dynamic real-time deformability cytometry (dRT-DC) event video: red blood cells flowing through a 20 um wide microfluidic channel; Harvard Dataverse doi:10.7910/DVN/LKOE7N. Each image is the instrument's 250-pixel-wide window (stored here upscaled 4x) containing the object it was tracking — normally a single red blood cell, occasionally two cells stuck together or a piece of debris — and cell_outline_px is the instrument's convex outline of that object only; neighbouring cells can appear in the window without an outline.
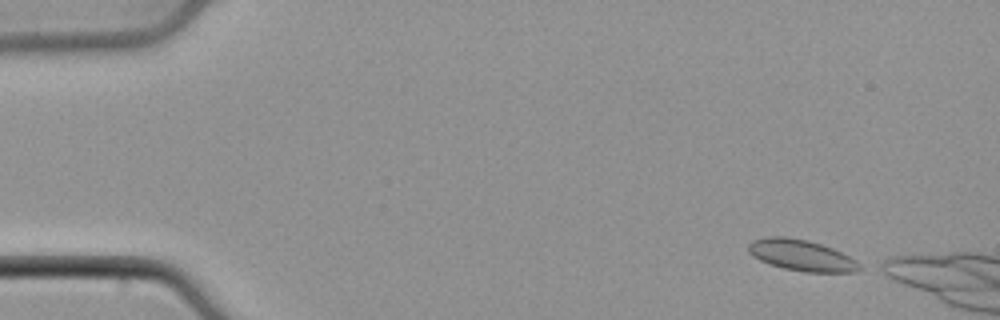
{"species": "common noctule bat (a hibernating species)", "species_latin": "Nyctalus noctula", "temperature_condition": "cold", "stored_images_in_passage": 47, "camera_frame_rate_fps": 3000, "um_per_image_px": 0.085, "animal": {"sex": "male", "body_mass_g": 21.5, "forearm_length_mm": 52.0}, "frame": {"image": 1, "passage_image": 1, "time_ms": 0.0, "image_size_px": [1000, 320], "cell_outline_px": [[864, 268], [856, 272], [804, 272], [784, 268], [760, 260], [752, 256], [748, 252], [748, 244], [752, 240], [768, 236], [784, 236], [808, 240], [832, 248], [864, 264]], "centroid_in_image_um": [68.15, 21.7], "position_along_channel_um": 16.8, "area_um2": 20.29}}
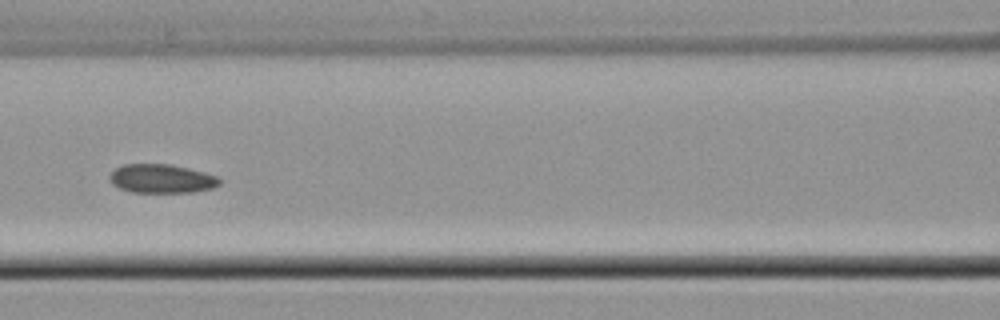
{"frame": {"image": 2, "passage_image": 19, "time_ms": 6.0, "image_size_px": [1000, 320], "cell_outline_px": [[220, 184], [212, 188], [192, 192], [132, 192], [120, 188], [112, 184], [108, 176], [116, 168], [124, 164], [172, 164], [204, 172], [216, 176], [220, 180]], "centroid_in_image_um": [13.72, 15.18], "position_along_channel_um": 152.9, "area_um2": 18.38}}
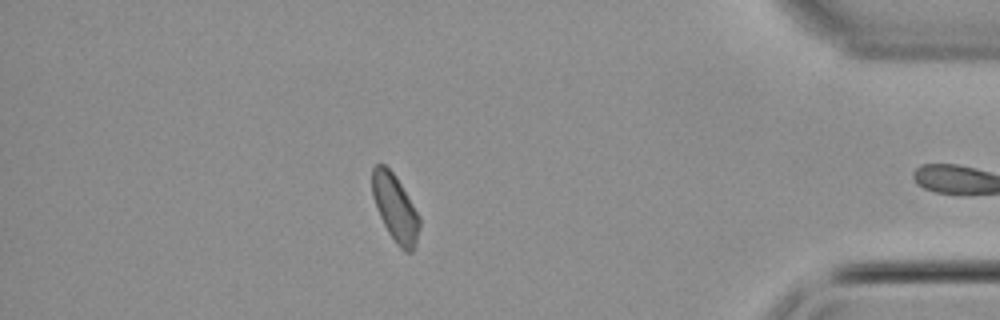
{"frame": {"image": 3, "passage_image": 40, "time_ms": 13.0, "image_size_px": [1000, 320], "cell_outline_px": [[420, 228], [416, 244], [412, 252], [404, 252], [396, 244], [388, 232], [380, 216], [372, 196], [372, 168], [376, 164], [384, 164], [396, 176], [420, 216]], "centroid_in_image_um": [33.6, 17.7], "position_along_channel_um": 401.6, "area_um2": 18.5}}